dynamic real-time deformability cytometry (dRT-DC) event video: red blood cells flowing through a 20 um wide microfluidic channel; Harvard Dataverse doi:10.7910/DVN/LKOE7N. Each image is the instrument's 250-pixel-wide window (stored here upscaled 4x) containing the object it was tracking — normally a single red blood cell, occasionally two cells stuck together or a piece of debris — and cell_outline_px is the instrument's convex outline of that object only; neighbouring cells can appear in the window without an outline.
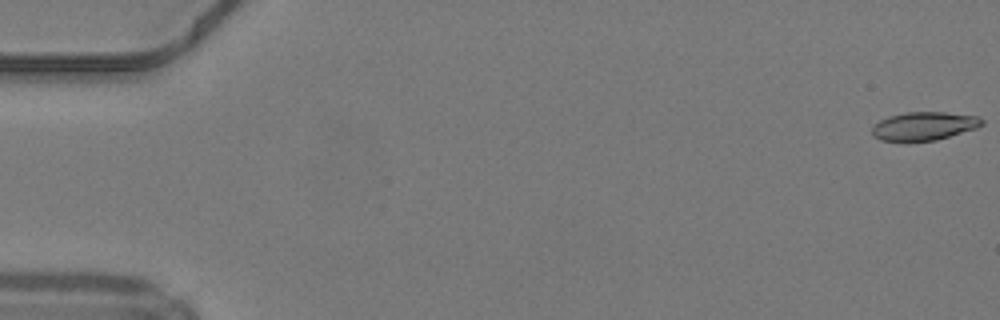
{"species": "common noctule bat (a hibernating species)", "species_latin": "Nyctalus noctula", "temperature_condition": "warm", "stored_images_in_passage": 19, "camera_frame_rate_fps": 3000, "um_per_image_px": 0.085, "animal": {"sex": "male", "body_mass_g": 19.2, "forearm_length_mm": 51.8}, "frame": {"image": 1, "passage_image": 1, "time_ms": 0.0, "image_size_px": [1000, 320], "cell_outline_px": [[984, 124], [976, 128], [936, 140], [880, 140], [872, 136], [872, 128], [880, 120], [888, 116], [908, 112], [944, 112], [976, 116], [984, 120]], "centroid_in_image_um": [78.55, 10.7], "position_along_channel_um": 6.5, "area_um2": 17.86}}
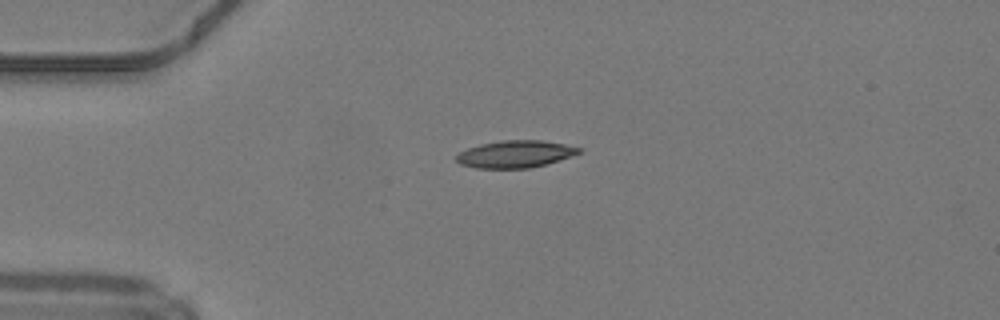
{"frame": {"image": 2, "passage_image": 13, "time_ms": 4.0, "image_size_px": [1000, 320], "cell_outline_px": [[580, 152], [544, 164], [528, 168], [476, 168], [460, 164], [456, 160], [456, 156], [460, 152], [468, 148], [480, 144], [500, 140], [540, 140], [564, 144], [580, 148]], "centroid_in_image_um": [43.72, 13.09], "position_along_channel_um": 41.3, "area_um2": 19.02}}
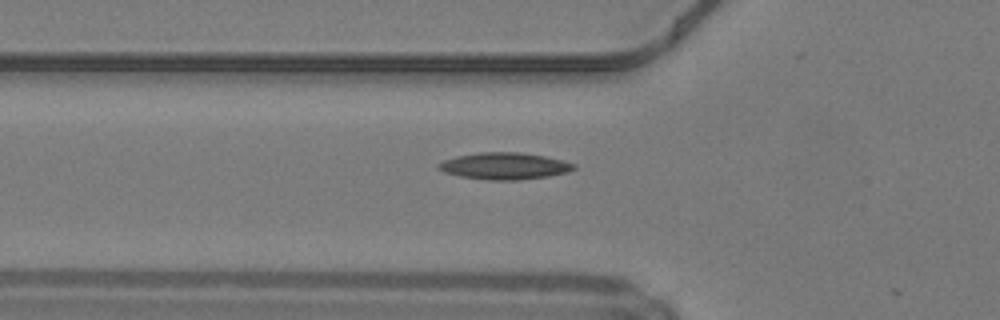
{"frame": {"image": 3, "passage_image": 18, "time_ms": 5.667, "image_size_px": [1000, 320], "cell_outline_px": [[576, 168], [568, 172], [548, 176], [520, 180], [488, 180], [460, 176], [444, 172], [436, 168], [436, 164], [444, 160], [456, 156], [480, 152], [520, 152], [544, 156], [576, 164]], "centroid_in_image_um": [42.85, 14.11], "position_along_channel_um": 82.9, "area_um2": 21.15}}